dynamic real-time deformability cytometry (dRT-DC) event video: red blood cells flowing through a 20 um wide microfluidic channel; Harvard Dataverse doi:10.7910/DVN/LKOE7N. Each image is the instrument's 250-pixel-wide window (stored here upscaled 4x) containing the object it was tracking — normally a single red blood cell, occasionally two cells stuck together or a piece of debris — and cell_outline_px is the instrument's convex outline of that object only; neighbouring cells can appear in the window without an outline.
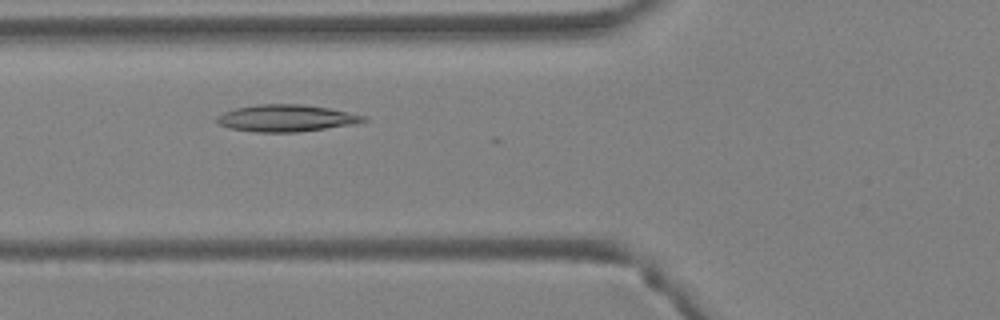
{"species": "Egyptian fruit bat (a non-hibernating species)", "species_latin": "Rousettus aegyptiacus", "temperature_condition": "warm", "stored_images_in_passage": 5, "camera_frame_rate_fps": 3000, "um_per_image_px": 0.085, "animal": {"sex": "female"}, "frame": {"image": 1, "passage_image": 4, "time_ms": 1.0, "image_size_px": [1000, 320], "cell_outline_px": [[368, 120], [356, 124], [300, 132], [256, 132], [232, 128], [220, 124], [216, 120], [216, 116], [224, 112], [236, 108], [260, 104], [304, 104], [328, 108], [368, 116]], "centroid_in_image_um": [24.39, 10.04], "position_along_channel_um": 101.4, "area_um2": 23.0}}
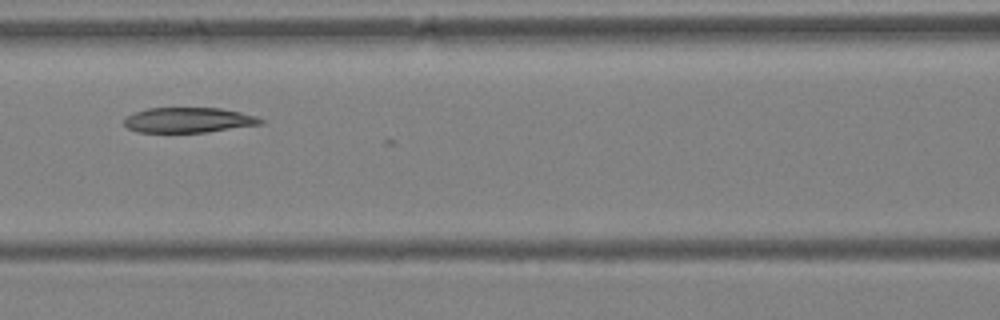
{"frame": {"image": 2, "passage_image": 5, "time_ms": 1.333, "image_size_px": [1000, 320], "cell_outline_px": [[264, 124], [204, 132], [136, 132], [128, 128], [124, 124], [124, 116], [148, 108], [220, 108], [240, 112], [256, 116], [264, 120]], "centroid_in_image_um": [16.01, 10.2], "position_along_channel_um": 150.6, "area_um2": 20.0}}